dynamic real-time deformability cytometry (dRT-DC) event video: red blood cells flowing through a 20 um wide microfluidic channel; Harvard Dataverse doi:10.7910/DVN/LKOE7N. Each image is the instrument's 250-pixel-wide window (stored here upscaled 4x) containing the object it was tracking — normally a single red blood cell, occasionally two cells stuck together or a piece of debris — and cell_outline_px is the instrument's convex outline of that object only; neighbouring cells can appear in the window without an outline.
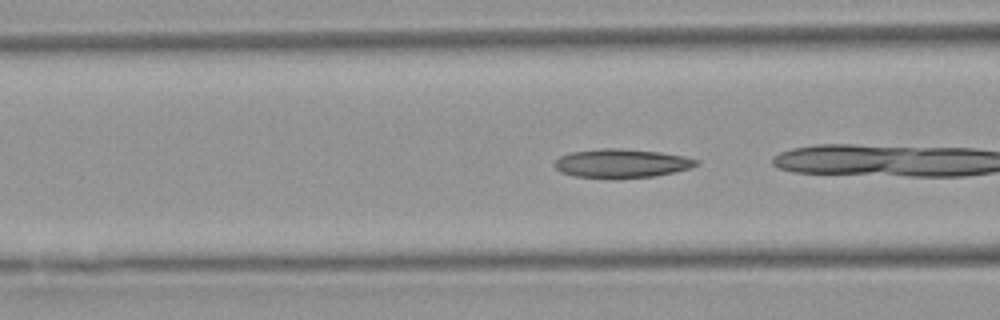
{"species": "Egyptian fruit bat (a non-hibernating species)", "species_latin": "Rousettus aegyptiacus", "temperature_condition": "warm", "stored_images_in_passage": 23, "camera_frame_rate_fps": 3000, "um_per_image_px": 0.085, "animal": {"sex": "female"}, "frame": {"image": 1, "passage_image": 17, "time_ms": 5.333, "image_size_px": [1000, 320], "cell_outline_px": [[700, 164], [692, 168], [656, 176], [616, 180], [612, 180], [576, 176], [560, 172], [552, 164], [560, 156], [572, 152], [600, 148], [616, 148], [660, 152], [684, 156], [700, 160]], "centroid_in_image_um": [52.85, 13.91], "position_along_channel_um": 113.7, "area_um2": 24.39}}